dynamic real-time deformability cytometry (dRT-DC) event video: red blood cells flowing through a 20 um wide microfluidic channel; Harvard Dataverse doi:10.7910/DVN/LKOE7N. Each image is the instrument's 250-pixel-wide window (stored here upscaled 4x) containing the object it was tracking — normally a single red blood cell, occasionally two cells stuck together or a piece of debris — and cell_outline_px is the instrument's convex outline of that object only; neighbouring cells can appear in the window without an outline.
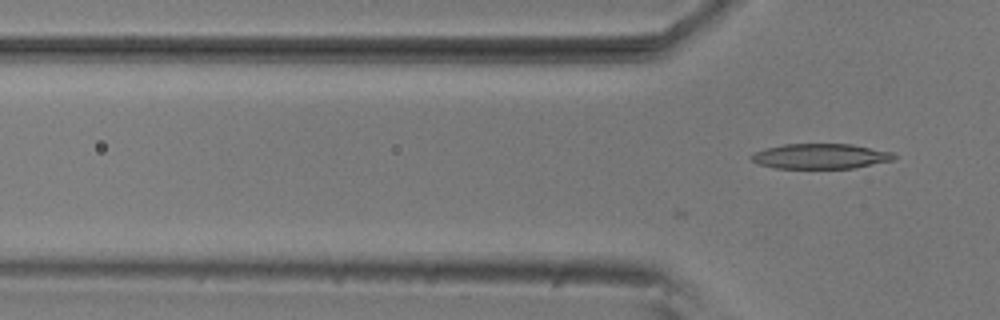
{"species": "common noctule bat (a hibernating species)", "species_latin": "Nyctalus noctula", "temperature_condition": "room temperature", "stored_images_in_passage": 15, "camera_frame_rate_fps": 3000, "um_per_image_px": 0.085, "animal": {"sex": "male", "body_mass_g": 20.5, "forearm_length_mm": 52.5}, "frame": {"image": 1, "passage_image": 15, "time_ms": 4.667, "image_size_px": [1000, 320], "cell_outline_px": [[896, 156], [892, 160], [852, 168], [776, 168], [760, 164], [752, 160], [748, 156], [752, 152], [784, 144], [852, 144], [892, 152]], "centroid_in_image_um": [69.71, 13.27], "position_along_channel_um": 56.1, "area_um2": 20.69}}